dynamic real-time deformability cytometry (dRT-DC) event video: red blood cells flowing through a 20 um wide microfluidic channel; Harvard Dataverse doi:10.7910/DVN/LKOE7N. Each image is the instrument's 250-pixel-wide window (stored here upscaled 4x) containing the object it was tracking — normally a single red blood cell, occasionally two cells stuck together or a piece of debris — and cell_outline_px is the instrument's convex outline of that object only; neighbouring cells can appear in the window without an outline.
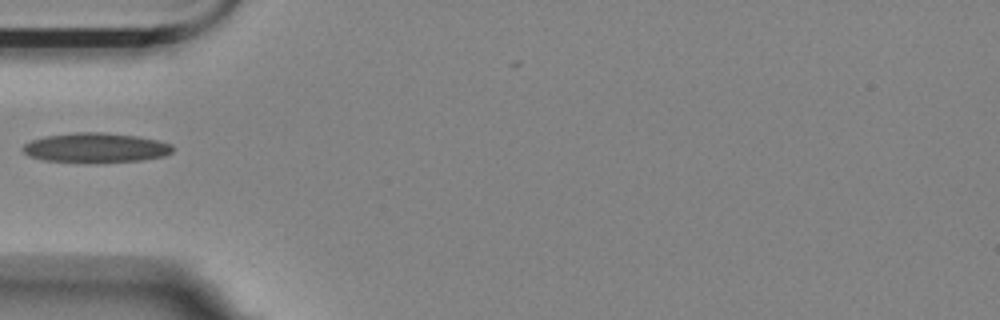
{"species": "Egyptian fruit bat (a non-hibernating species)", "species_latin": "Rousettus aegyptiacus", "temperature_condition": "room temperature", "stored_images_in_passage": 2, "camera_frame_rate_fps": 3000, "um_per_image_px": 0.085, "animal": {"sex": "female"}, "frame": {"image": 1, "passage_image": 1, "time_ms": 0.0, "image_size_px": [1000, 320], "cell_outline_px": [[172, 152], [164, 156], [140, 160], [96, 164], [44, 160], [28, 156], [20, 148], [24, 144], [32, 140], [44, 136], [76, 132], [100, 132], [136, 136], [156, 140], [172, 144]], "centroid_in_image_um": [8.09, 12.58], "position_along_channel_um": 76.9, "area_um2": 26.24}}
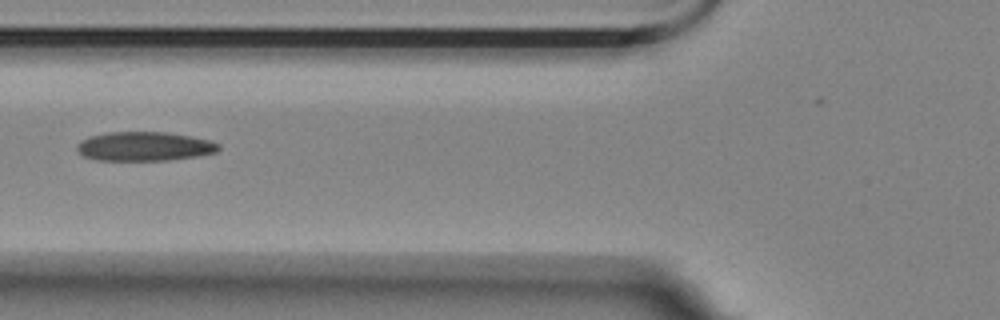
{"frame": {"image": 2, "passage_image": 2, "time_ms": 0.333, "image_size_px": [1000, 320], "cell_outline_px": [[220, 148], [216, 152], [196, 156], [168, 160], [96, 160], [84, 156], [76, 148], [76, 144], [80, 140], [88, 136], [108, 132], [164, 132], [192, 136], [208, 140], [220, 144]], "centroid_in_image_um": [12.24, 12.43], "position_along_channel_um": 113.6, "area_um2": 24.04}}